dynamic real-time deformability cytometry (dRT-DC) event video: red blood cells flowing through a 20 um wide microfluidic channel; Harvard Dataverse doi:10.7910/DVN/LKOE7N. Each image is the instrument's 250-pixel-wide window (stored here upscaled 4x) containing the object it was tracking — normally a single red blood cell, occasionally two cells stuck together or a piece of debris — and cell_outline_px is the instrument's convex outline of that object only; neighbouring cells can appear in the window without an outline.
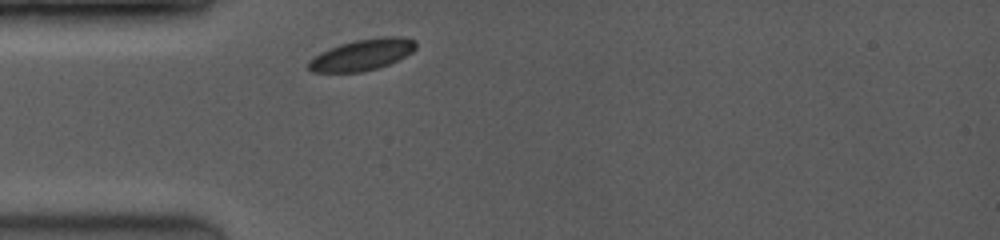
{"species": "common noctule bat (a hibernating species)", "species_latin": "Nyctalus noctula", "temperature_condition": "room temperature", "stored_images_in_passage": 4, "camera_frame_rate_fps": 3500, "um_per_image_px": 0.085, "animal": {"sex": "female", "body_mass_g": 19.0, "forearm_length_mm": 53.3}, "frame": {"image": 1, "passage_image": 1, "time_ms": 0.0, "image_size_px": [1000, 240], "cell_outline_px": [[416, 48], [412, 52], [388, 64], [376, 68], [360, 72], [312, 72], [304, 64], [308, 60], [320, 52], [328, 48], [340, 44], [356, 40], [380, 36], [396, 36], [416, 40]], "centroid_in_image_um": [30.73, 4.65], "position_along_channel_um": 54.3, "area_um2": 19.59}}
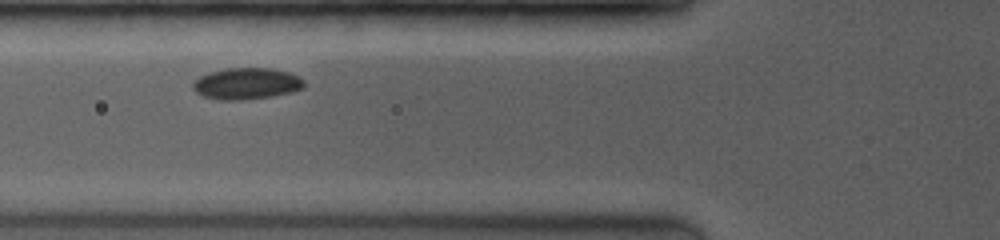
{"frame": {"image": 2, "passage_image": 3, "time_ms": 1.429, "image_size_px": [1000, 240], "cell_outline_px": [[304, 84], [300, 88], [292, 92], [272, 96], [240, 100], [220, 100], [204, 96], [196, 92], [192, 88], [192, 84], [200, 76], [208, 72], [224, 68], [272, 68], [288, 72], [304, 80]], "centroid_in_image_um": [20.92, 7.1], "position_along_channel_um": 104.9, "area_um2": 20.29}}
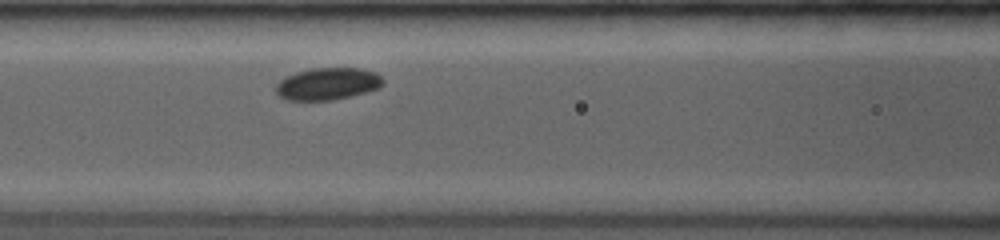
{"frame": {"image": 3, "passage_image": 4, "time_ms": 2.286, "image_size_px": [1000, 240], "cell_outline_px": [[384, 84], [380, 88], [332, 100], [288, 100], [280, 96], [276, 92], [276, 84], [284, 76], [296, 72], [312, 68], [360, 68], [376, 72], [384, 80]], "centroid_in_image_um": [27.85, 7.11], "position_along_channel_um": 138.8, "area_um2": 20.06}}